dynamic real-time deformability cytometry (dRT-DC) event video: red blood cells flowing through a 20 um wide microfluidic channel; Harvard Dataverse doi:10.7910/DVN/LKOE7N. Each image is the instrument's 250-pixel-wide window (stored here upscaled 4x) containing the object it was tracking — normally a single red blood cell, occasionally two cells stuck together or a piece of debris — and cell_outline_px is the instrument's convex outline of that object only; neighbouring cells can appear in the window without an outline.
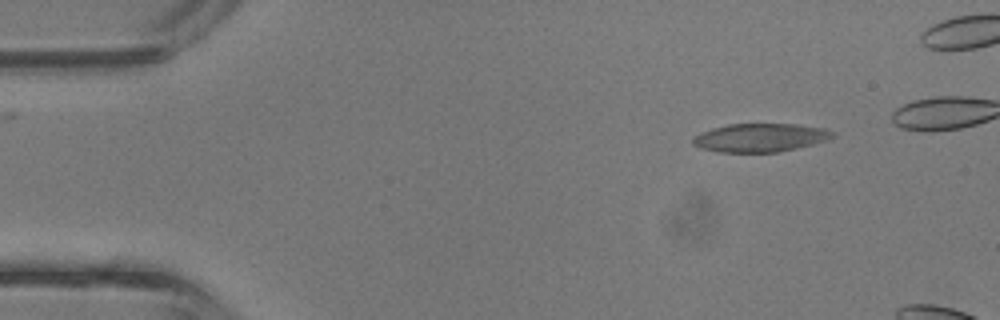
{"species": "common noctule bat (a hibernating species)", "species_latin": "Nyctalus noctula", "temperature_condition": "room temperature", "stored_images_in_passage": 4, "camera_frame_rate_fps": 3000, "um_per_image_px": 0.085, "animal": {"sex": "male", "body_mass_g": 13.3}, "frame": {"image": 1, "passage_image": 2, "time_ms": 0.333, "image_size_px": [1000, 320], "cell_outline_px": [[836, 136], [828, 140], [796, 148], [776, 152], [720, 152], [700, 148], [692, 144], [692, 140], [696, 136], [712, 128], [728, 124], [796, 124], [824, 128], [836, 132]], "centroid_in_image_um": [64.66, 11.7], "position_along_channel_um": 20.3, "area_um2": 23.06}}